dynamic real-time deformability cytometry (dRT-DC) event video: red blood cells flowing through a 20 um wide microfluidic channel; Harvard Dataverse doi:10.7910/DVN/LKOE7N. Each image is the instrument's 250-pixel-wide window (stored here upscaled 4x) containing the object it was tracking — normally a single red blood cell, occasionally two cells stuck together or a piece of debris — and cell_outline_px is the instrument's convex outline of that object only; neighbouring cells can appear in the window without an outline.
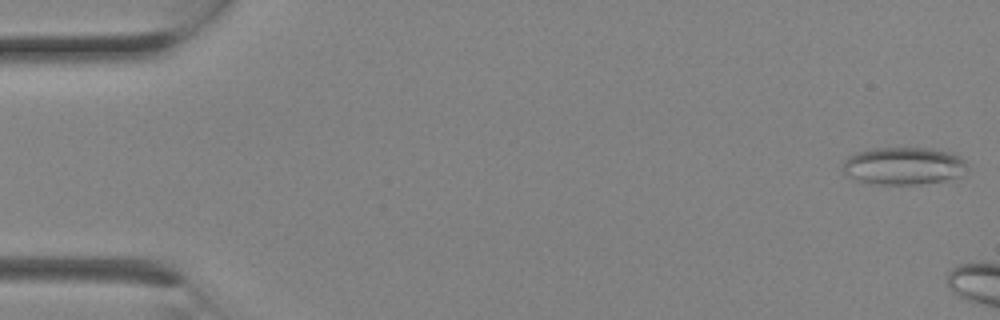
{"species": "Egyptian fruit bat (a non-hibernating species)", "species_latin": "Rousettus aegyptiacus", "temperature_condition": "room temperature", "stored_images_in_passage": 2, "segment_of_instrument_passage": [2, 2], "camera_frame_rate_fps": 3000, "um_per_image_px": 0.085, "animal": {"sex": "female"}, "frame": {"image": 1, "passage_image": 2, "time_ms": 0.333, "image_size_px": [1000, 320], "cell_outline_px": [[968, 168], [960, 176], [944, 180], [920, 184], [876, 184], [860, 180], [848, 176], [840, 168], [844, 160], [848, 156], [872, 148], [932, 148], [948, 152], [960, 156], [968, 164]], "centroid_in_image_um": [76.81, 14.09], "position_along_channel_um": 8.2, "area_um2": 27.22}}